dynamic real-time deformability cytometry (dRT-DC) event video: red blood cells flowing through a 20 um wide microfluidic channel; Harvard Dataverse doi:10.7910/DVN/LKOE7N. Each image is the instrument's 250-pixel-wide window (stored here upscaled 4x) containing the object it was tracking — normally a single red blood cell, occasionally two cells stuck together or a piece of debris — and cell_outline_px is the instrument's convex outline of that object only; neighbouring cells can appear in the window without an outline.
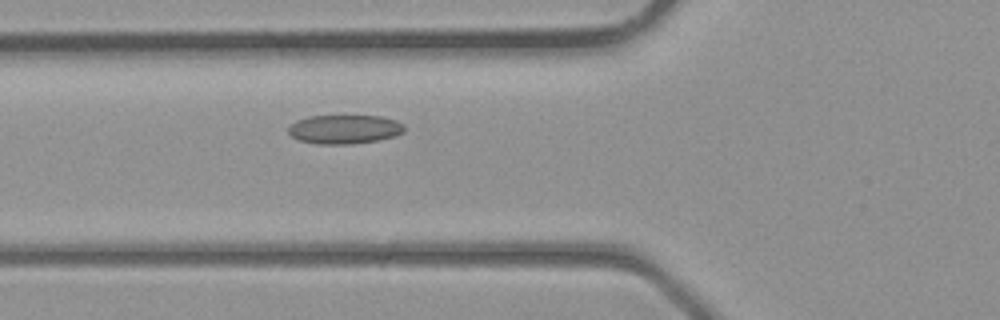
{"species": "common noctule bat (a hibernating species)", "species_latin": "Nyctalus noctula", "temperature_condition": "room temperature", "stored_images_in_passage": 34, "camera_frame_rate_fps": 3000, "um_per_image_px": 0.085, "animal": {"sex": "male", "body_mass_g": 23.1, "forearm_length_mm": 52.7}, "frame": {"image": 1, "passage_image": 10, "time_ms": 3.0, "image_size_px": [1000, 320], "cell_outline_px": [[404, 132], [380, 140], [352, 144], [316, 144], [300, 140], [292, 136], [288, 132], [288, 128], [296, 120], [308, 116], [380, 116], [396, 120], [404, 124]], "centroid_in_image_um": [29.28, 10.99], "position_along_channel_um": 96.5, "area_um2": 19.59}}
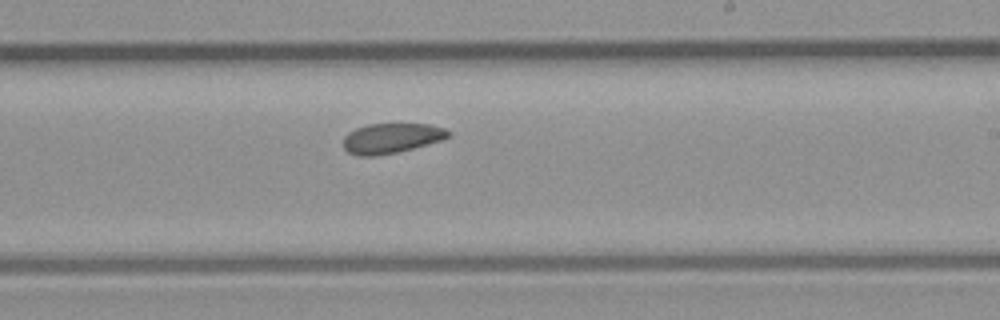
{"frame": {"image": 2, "passage_image": 19, "time_ms": 6.0, "image_size_px": [1000, 320], "cell_outline_px": [[452, 136], [440, 140], [412, 148], [396, 152], [376, 156], [356, 156], [348, 152], [344, 148], [344, 136], [348, 132], [356, 128], [368, 124], [432, 124], [444, 128], [452, 132]], "centroid_in_image_um": [33.27, 11.74], "position_along_channel_um": 255.7, "area_um2": 18.38}}
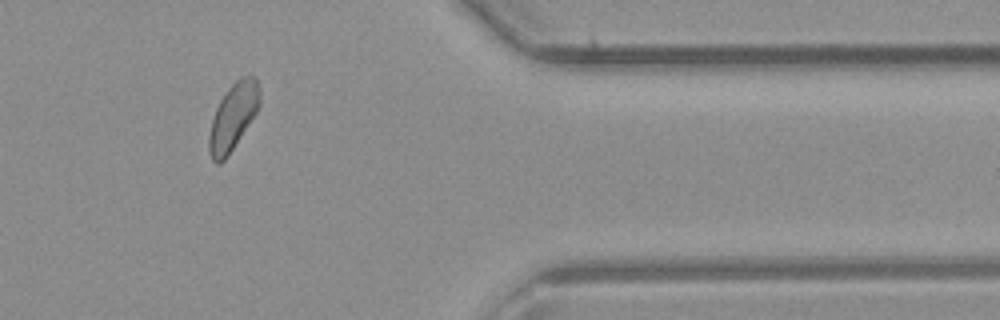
{"frame": {"image": 3, "passage_image": 28, "time_ms": 9.0, "image_size_px": [1000, 320], "cell_outline_px": [[260, 104], [256, 112], [228, 156], [220, 164], [216, 164], [212, 160], [208, 148], [208, 136], [212, 120], [216, 108], [220, 100], [228, 88], [240, 76], [256, 76], [260, 92]], "centroid_in_image_um": [19.8, 9.92], "position_along_channel_um": 391.6, "area_um2": 19.59}}